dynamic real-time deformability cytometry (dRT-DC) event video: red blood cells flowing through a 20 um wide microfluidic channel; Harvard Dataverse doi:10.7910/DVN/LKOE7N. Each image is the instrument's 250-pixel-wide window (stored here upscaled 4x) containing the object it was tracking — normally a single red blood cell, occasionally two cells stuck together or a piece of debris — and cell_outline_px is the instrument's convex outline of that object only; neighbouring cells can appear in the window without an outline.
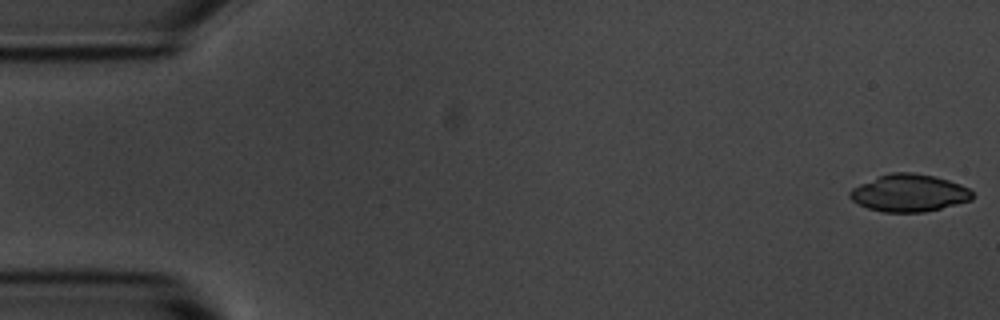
{"species": "common noctule bat (a hibernating species)", "species_latin": "Nyctalus noctula", "temperature_condition": "room temperature", "stored_images_in_passage": 53, "camera_frame_rate_fps": 3000, "um_per_image_px": 0.085, "animal": {"sex": "male", "body_mass_g": 20.1, "forearm_length_mm": 53.5}, "frame": {"image": 1, "passage_image": 1, "time_ms": 0.0, "image_size_px": [1000, 320], "cell_outline_px": [[972, 200], [924, 212], [884, 212], [868, 208], [852, 200], [848, 196], [848, 192], [852, 188], [860, 184], [880, 176], [892, 172], [912, 172], [936, 176], [960, 184], [968, 188], [972, 192]], "centroid_in_image_um": [77.27, 16.4], "position_along_channel_um": 7.7, "area_um2": 26.47}}
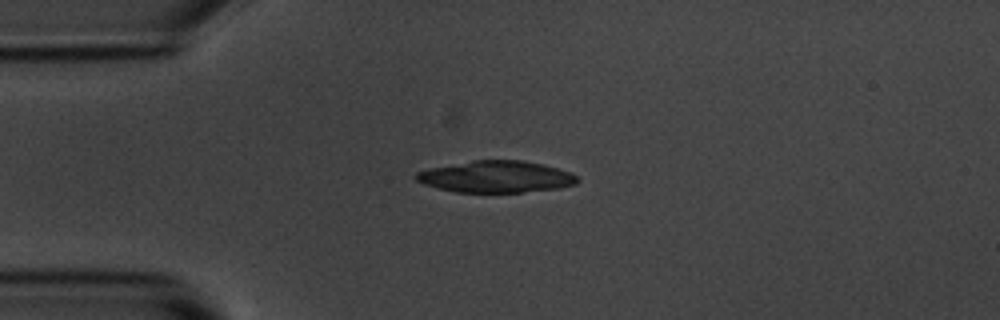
{"frame": {"image": 2, "passage_image": 13, "time_ms": 4.0, "image_size_px": [1000, 320], "cell_outline_px": [[580, 180], [576, 184], [560, 188], [520, 192], [456, 192], [424, 184], [416, 180], [416, 172], [432, 168], [472, 160], [524, 160], [544, 164], [572, 172]], "centroid_in_image_um": [42.23, 15.01], "position_along_channel_um": 42.8, "area_um2": 29.71}}